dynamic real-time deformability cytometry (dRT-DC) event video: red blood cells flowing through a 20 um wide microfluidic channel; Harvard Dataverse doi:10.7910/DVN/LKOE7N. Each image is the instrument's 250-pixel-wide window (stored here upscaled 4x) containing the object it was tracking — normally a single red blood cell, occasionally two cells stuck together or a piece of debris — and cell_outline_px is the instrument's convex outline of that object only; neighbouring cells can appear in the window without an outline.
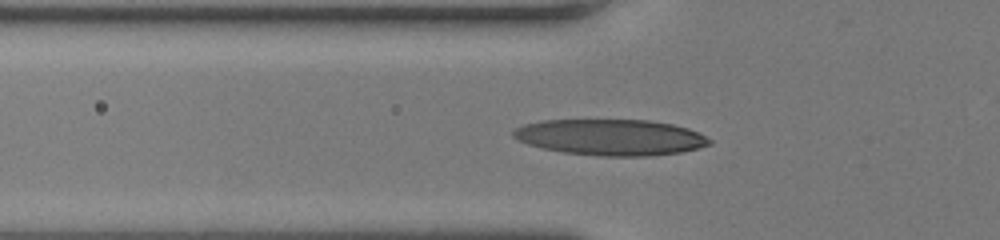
{"species": "human", "species_latin": "Homo sapiens", "temperature_condition": "room temperature", "stored_images_in_passage": 38, "camera_frame_rate_fps": 3000, "um_per_image_px": 0.085, "donor": {"sex": "female"}, "frame": {"image": 1, "passage_image": 6, "time_ms": 1.667, "image_size_px": [1000, 240], "cell_outline_px": [[712, 144], [680, 152], [652, 156], [600, 156], [564, 152], [544, 148], [528, 144], [512, 136], [512, 132], [516, 128], [524, 124], [540, 120], [648, 120], [672, 124], [688, 128], [712, 140]], "centroid_in_image_um": [51.9, 11.66], "position_along_channel_um": 73.9, "area_um2": 41.04}}
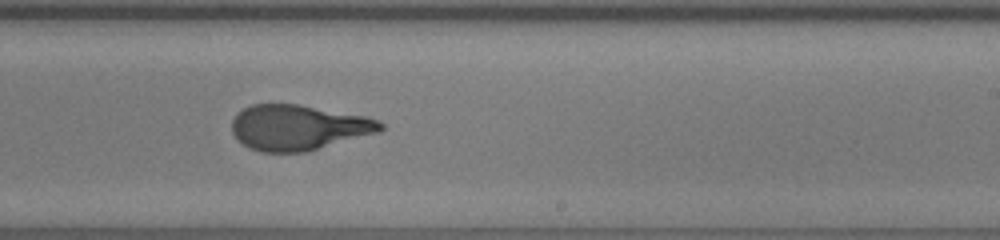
{"frame": {"image": 2, "passage_image": 20, "time_ms": 6.333, "image_size_px": [1000, 240], "cell_outline_px": [[384, 128], [380, 132], [308, 152], [264, 152], [248, 148], [232, 132], [232, 120], [236, 112], [252, 104], [300, 104], [368, 116], [380, 120], [384, 124]], "centroid_in_image_um": [25.41, 10.83], "position_along_channel_um": 263.6, "area_um2": 39.77}}
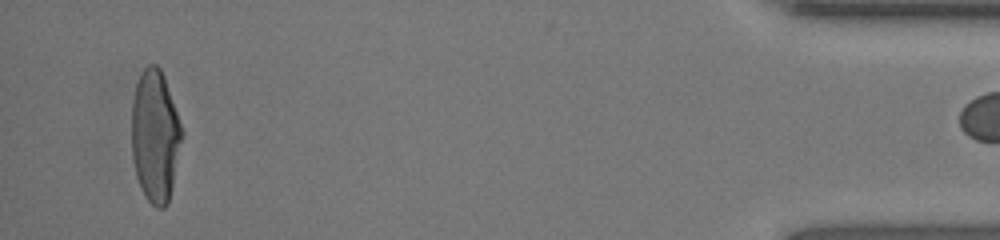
{"frame": {"image": 3, "passage_image": 37, "time_ms": 12.0, "image_size_px": [1000, 240], "cell_outline_px": [[184, 136], [168, 204], [164, 208], [156, 208], [148, 200], [136, 176], [132, 160], [132, 100], [136, 84], [140, 72], [148, 64], [156, 64], [160, 68], [164, 76], [184, 132]], "centroid_in_image_um": [13.2, 11.55], "position_along_channel_um": 422.0, "area_um2": 39.02}}